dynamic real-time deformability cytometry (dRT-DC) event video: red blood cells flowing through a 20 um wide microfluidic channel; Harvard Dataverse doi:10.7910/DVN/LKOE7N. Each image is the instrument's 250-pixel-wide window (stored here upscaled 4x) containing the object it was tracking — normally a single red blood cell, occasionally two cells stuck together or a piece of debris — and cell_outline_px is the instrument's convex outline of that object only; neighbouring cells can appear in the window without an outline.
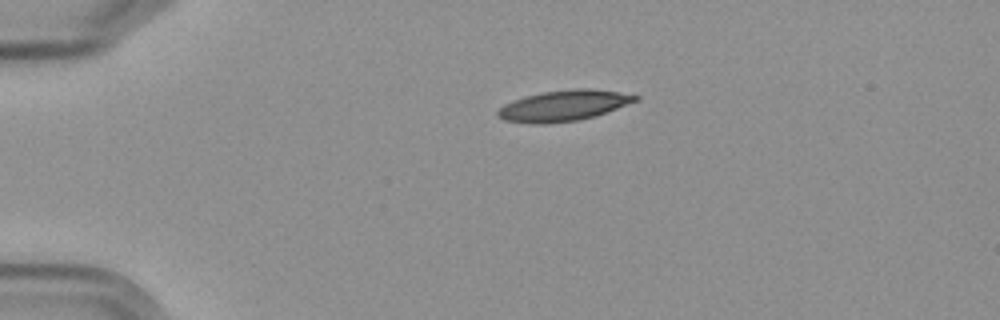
{"species": "Egyptian fruit bat (a non-hibernating species)", "species_latin": "Rousettus aegyptiacus", "temperature_condition": "cold", "stored_images_in_passage": 3, "camera_frame_rate_fps": 3000, "um_per_image_px": 0.085, "frame": {"image": 1, "passage_image": 1, "time_ms": 0.0, "image_size_px": [1000, 320], "cell_outline_px": [[640, 100], [596, 116], [580, 120], [544, 124], [532, 124], [504, 120], [496, 116], [496, 112], [504, 104], [512, 100], [524, 96], [544, 92], [572, 88], [592, 88], [640, 96]], "centroid_in_image_um": [47.9, 8.98], "position_along_channel_um": 37.1, "area_um2": 24.91}}
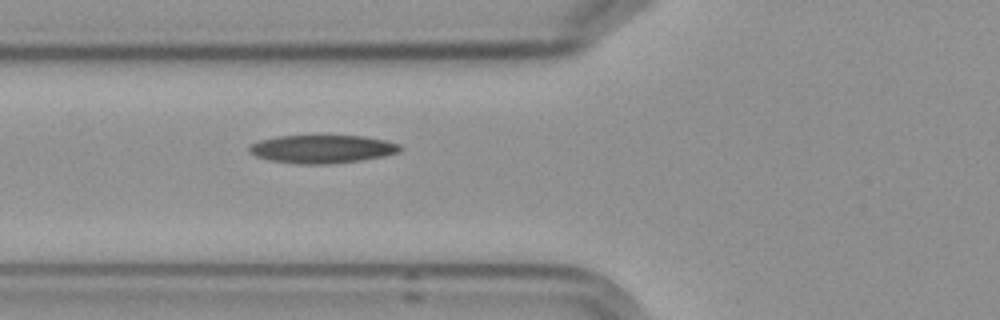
{"frame": {"image": 2, "passage_image": 3, "time_ms": 3.0, "image_size_px": [1000, 320], "cell_outline_px": [[404, 148], [400, 152], [384, 156], [360, 160], [328, 164], [300, 164], [268, 160], [256, 156], [248, 152], [248, 148], [252, 144], [260, 140], [276, 136], [364, 136], [384, 140], [400, 144]], "centroid_in_image_um": [27.39, 12.67], "position_along_channel_um": 98.4, "area_um2": 24.8}}